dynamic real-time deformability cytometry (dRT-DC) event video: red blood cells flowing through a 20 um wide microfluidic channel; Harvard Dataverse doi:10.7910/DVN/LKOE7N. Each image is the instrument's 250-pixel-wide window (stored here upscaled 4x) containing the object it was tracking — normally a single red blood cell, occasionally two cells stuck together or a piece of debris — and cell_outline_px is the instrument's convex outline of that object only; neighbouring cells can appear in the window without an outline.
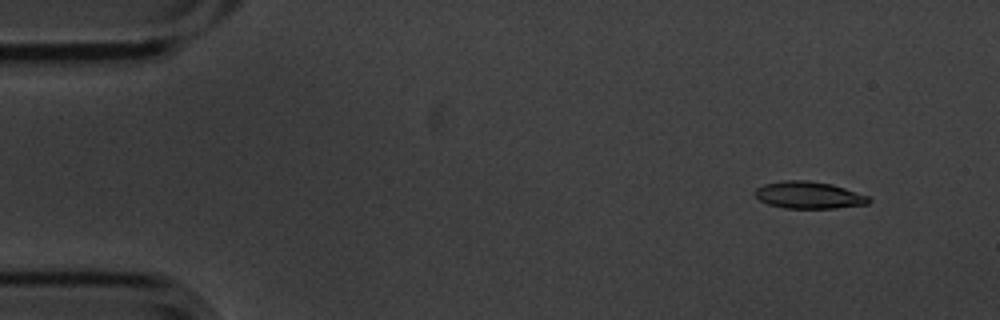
{"species": "common noctule bat (a hibernating species)", "species_latin": "Nyctalus noctula", "temperature_condition": "cold", "stored_images_in_passage": 4, "camera_frame_rate_fps": 3000, "um_per_image_px": 0.085, "animal": {"sex": "male", "body_mass_g": 20.1, "forearm_length_mm": 53.5}, "frame": {"image": 1, "passage_image": 1, "time_ms": 0.0, "image_size_px": [1000, 320], "cell_outline_px": [[872, 200], [868, 204], [836, 208], [784, 208], [768, 204], [760, 200], [756, 196], [756, 188], [764, 184], [784, 180], [808, 180], [832, 184], [868, 196]], "centroid_in_image_um": [68.76, 16.58], "position_along_channel_um": 16.2, "area_um2": 17.86}}
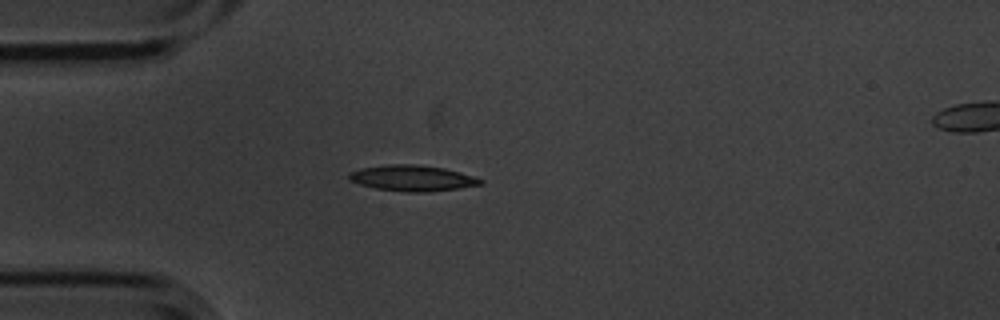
{"frame": {"image": 2, "passage_image": 4, "time_ms": 1.0, "image_size_px": [1000, 320], "cell_outline_px": [[484, 180], [480, 184], [456, 188], [424, 192], [408, 192], [376, 188], [360, 184], [348, 180], [348, 172], [364, 168], [388, 164], [416, 164], [444, 168], [460, 172]], "centroid_in_image_um": [35.0, 15.13], "position_along_channel_um": 50.0, "area_um2": 19.48}}